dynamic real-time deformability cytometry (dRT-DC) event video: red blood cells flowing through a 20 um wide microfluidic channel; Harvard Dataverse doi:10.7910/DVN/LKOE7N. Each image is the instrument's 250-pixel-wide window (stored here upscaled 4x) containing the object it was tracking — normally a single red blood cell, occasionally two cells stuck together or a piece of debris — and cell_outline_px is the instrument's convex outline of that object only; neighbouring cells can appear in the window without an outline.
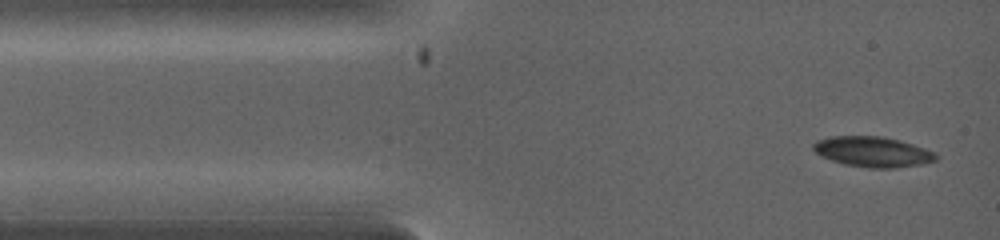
{"species": "common noctule bat (a hibernating species)", "species_latin": "Nyctalus noctula", "temperature_condition": "warm", "stored_images_in_passage": 4, "camera_frame_rate_fps": 5000, "um_per_image_px": 0.085, "animal": {"sex": "female", "body_mass_g": 19.0, "forearm_length_mm": 53.3}, "frame": {"image": 1, "passage_image": 1, "time_ms": 0.0, "image_size_px": [1000, 240], "cell_outline_px": [[936, 160], [920, 164], [896, 168], [868, 168], [844, 164], [820, 156], [812, 148], [812, 144], [816, 140], [828, 136], [880, 136], [900, 140], [936, 152]], "centroid_in_image_um": [74.14, 12.89], "position_along_channel_um": 10.9, "area_um2": 21.73}}